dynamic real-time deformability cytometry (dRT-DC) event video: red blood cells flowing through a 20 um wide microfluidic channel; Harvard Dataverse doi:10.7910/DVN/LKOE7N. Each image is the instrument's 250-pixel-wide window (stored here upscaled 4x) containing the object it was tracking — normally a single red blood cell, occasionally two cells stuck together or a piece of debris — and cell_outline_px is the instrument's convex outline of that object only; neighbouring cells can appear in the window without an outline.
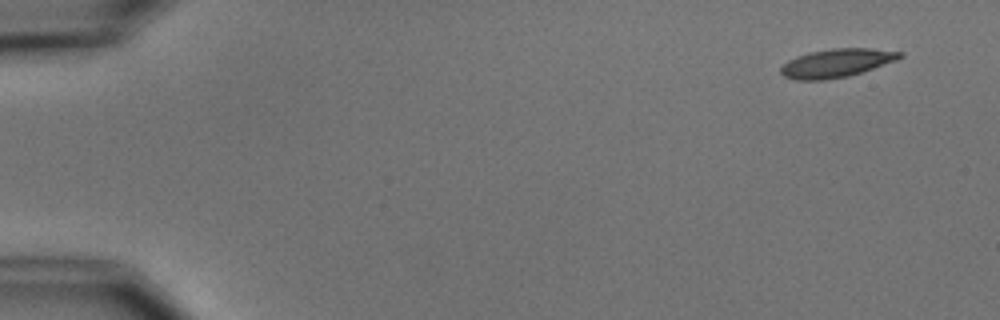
{"species": "common noctule bat (a hibernating species)", "species_latin": "Nyctalus noctula", "temperature_condition": "cold", "stored_images_in_passage": 8, "camera_frame_rate_fps": 3000, "um_per_image_px": 0.085, "animal": {"sex": "male", "body_mass_g": 15.6}, "frame": {"image": 1, "passage_image": 1, "time_ms": 0.0, "image_size_px": [1000, 320], "cell_outline_px": [[904, 56], [896, 60], [848, 76], [824, 80], [796, 80], [784, 76], [780, 72], [780, 68], [788, 60], [796, 56], [808, 52], [832, 48], [872, 48], [904, 52]], "centroid_in_image_um": [71.09, 5.35], "position_along_channel_um": 13.9, "area_um2": 19.71}}
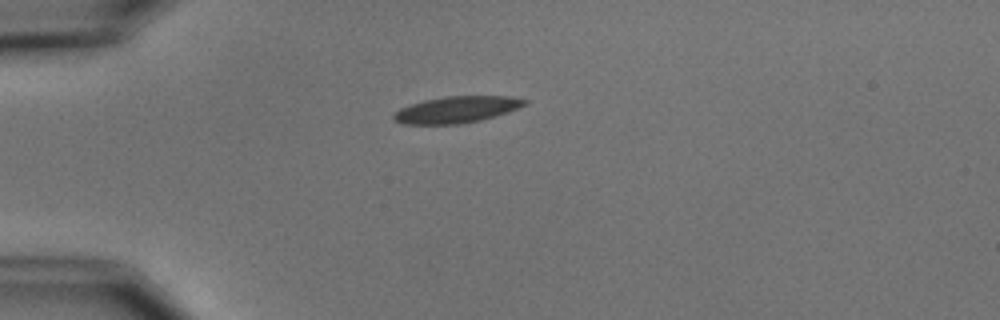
{"frame": {"image": 2, "passage_image": 4, "time_ms": 3.667, "image_size_px": [1000, 320], "cell_outline_px": [[528, 104], [508, 112], [480, 120], [460, 124], [404, 124], [392, 120], [392, 112], [400, 108], [424, 100], [444, 96], [512, 96], [528, 100]], "centroid_in_image_um": [38.8, 9.31], "position_along_channel_um": 46.2, "area_um2": 20.4}}
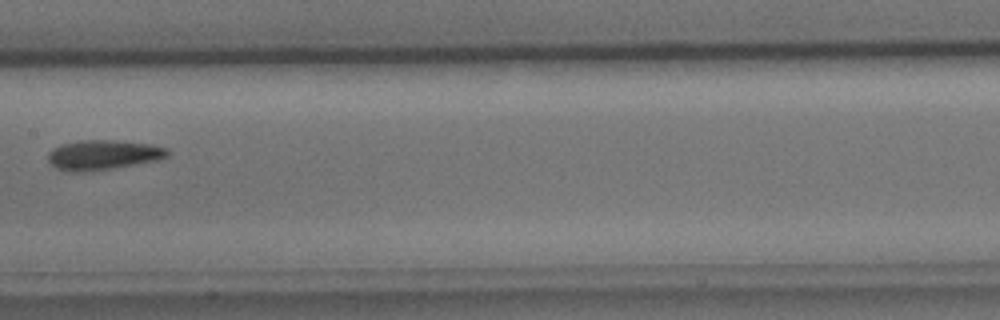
{"frame": {"image": 3, "passage_image": 8, "time_ms": 8.333, "image_size_px": [1000, 320], "cell_outline_px": [[168, 156], [160, 160], [112, 168], [80, 172], [72, 172], [56, 168], [48, 164], [48, 152], [52, 148], [60, 144], [80, 140], [112, 140], [152, 144], [168, 148]], "centroid_in_image_um": [8.74, 13.16], "position_along_channel_um": 198.7, "area_um2": 20.92}}